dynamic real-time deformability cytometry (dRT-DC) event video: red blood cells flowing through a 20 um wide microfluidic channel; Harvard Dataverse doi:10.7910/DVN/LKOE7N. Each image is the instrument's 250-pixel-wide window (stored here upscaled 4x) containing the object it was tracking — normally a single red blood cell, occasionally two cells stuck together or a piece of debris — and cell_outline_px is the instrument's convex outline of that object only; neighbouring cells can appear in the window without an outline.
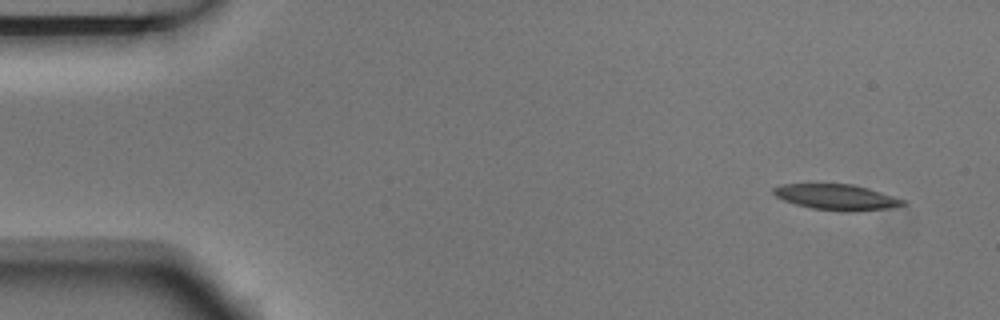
{"species": "Egyptian fruit bat (a non-hibernating species)", "species_latin": "Rousettus aegyptiacus", "temperature_condition": "room temperature", "stored_images_in_passage": 5, "camera_frame_rate_fps": 3000, "um_per_image_px": 0.085, "animal": {"sex": "male"}, "frame": {"image": 1, "passage_image": 1, "time_ms": 0.0, "image_size_px": [1000, 320], "cell_outline_px": [[904, 204], [888, 208], [844, 212], [812, 208], [796, 204], [784, 200], [776, 196], [772, 192], [772, 188], [780, 184], [852, 184], [868, 188], [904, 200]], "centroid_in_image_um": [71.04, 16.75], "position_along_channel_um": 14.0, "area_um2": 19.07}}
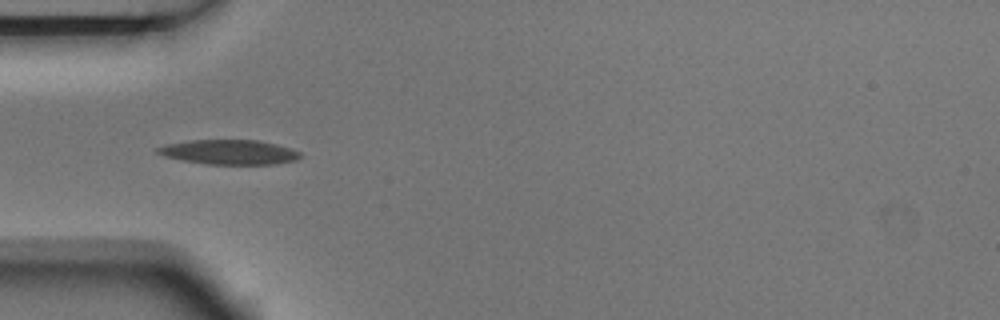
{"frame": {"image": 2, "passage_image": 4, "time_ms": 1.0, "image_size_px": [1000, 320], "cell_outline_px": [[300, 156], [296, 160], [276, 164], [208, 164], [184, 160], [164, 156], [156, 152], [156, 148], [164, 144], [192, 140], [256, 140], [276, 144], [292, 148], [300, 152]], "centroid_in_image_um": [19.48, 12.92], "position_along_channel_um": 65.5, "area_um2": 20.4}}
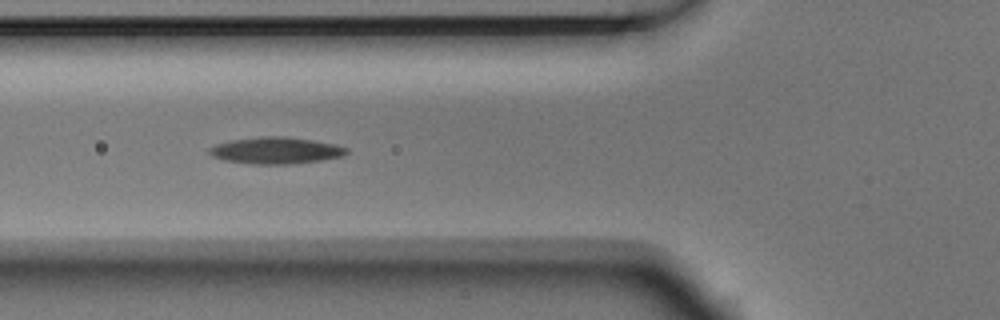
{"frame": {"image": 3, "passage_image": 5, "time_ms": 1.333, "image_size_px": [1000, 320], "cell_outline_px": [[348, 152], [344, 156], [320, 160], [288, 164], [252, 164], [224, 160], [212, 156], [208, 152], [208, 148], [216, 144], [228, 140], [260, 136], [284, 136], [312, 140], [336, 144], [348, 148]], "centroid_in_image_um": [23.43, 12.78], "position_along_channel_um": 102.4, "area_um2": 21.44}}